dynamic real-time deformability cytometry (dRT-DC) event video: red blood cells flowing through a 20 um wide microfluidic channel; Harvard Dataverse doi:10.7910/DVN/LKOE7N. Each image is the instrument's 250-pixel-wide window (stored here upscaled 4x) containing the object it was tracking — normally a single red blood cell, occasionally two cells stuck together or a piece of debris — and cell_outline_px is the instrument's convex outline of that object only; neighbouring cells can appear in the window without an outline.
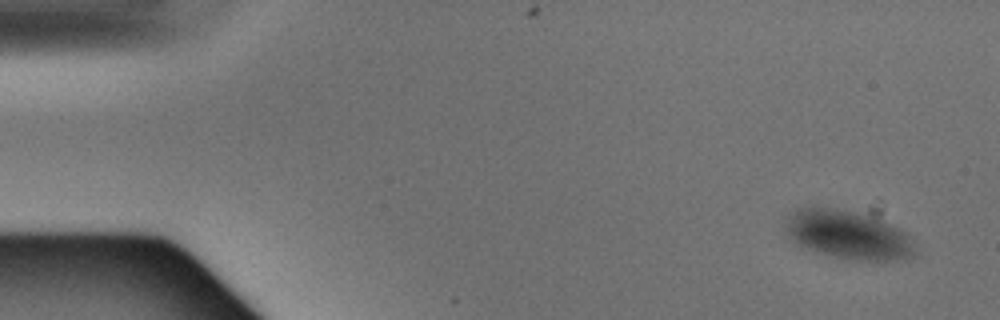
{"species": "Egyptian fruit bat (a non-hibernating species)", "species_latin": "Rousettus aegyptiacus", "temperature_condition": "warm", "stored_images_in_passage": 5, "camera_frame_rate_fps": 3000, "um_per_image_px": 0.085, "animal": {"sex": "male"}, "frame": {"image": 1, "passage_image": 1, "time_ms": 0.0, "image_size_px": [1000, 320], "cell_outline_px": [[916, 256], [904, 260], [844, 260], [816, 252], [792, 244], [788, 236], [788, 220], [800, 208], [812, 204], [876, 212], [908, 232], [916, 252]], "centroid_in_image_um": [72.19, 19.9], "position_along_channel_um": 12.8, "area_um2": 38.9}}